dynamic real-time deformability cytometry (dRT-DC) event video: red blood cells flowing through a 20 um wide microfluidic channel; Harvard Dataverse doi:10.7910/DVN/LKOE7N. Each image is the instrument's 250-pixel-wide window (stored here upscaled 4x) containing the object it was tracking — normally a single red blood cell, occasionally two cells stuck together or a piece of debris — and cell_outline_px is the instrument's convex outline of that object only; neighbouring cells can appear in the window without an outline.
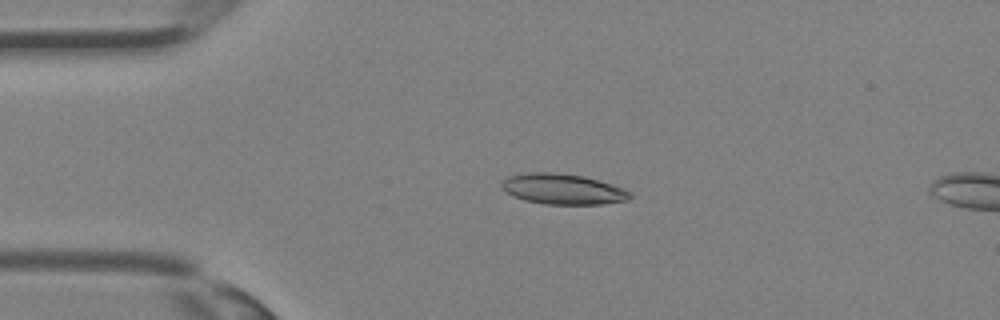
{"species": "Egyptian fruit bat (a non-hibernating species)", "species_latin": "Rousettus aegyptiacus", "temperature_condition": "room temperature", "stored_images_in_passage": 34, "camera_frame_rate_fps": 3000, "um_per_image_px": 0.085, "animal": {"sex": "female"}, "frame": {"image": 1, "passage_image": 7, "time_ms": 2.0, "image_size_px": [1000, 320], "cell_outline_px": [[632, 196], [628, 200], [600, 204], [544, 204], [524, 200], [500, 188], [500, 184], [508, 176], [524, 172], [552, 172], [584, 176], [612, 184], [624, 188], [632, 192]], "centroid_in_image_um": [47.85, 16.06], "position_along_channel_um": 37.2, "area_um2": 22.89}}
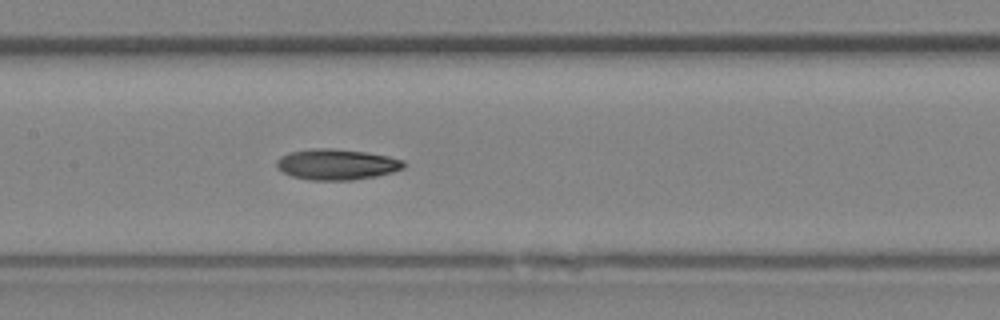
{"frame": {"image": 2, "passage_image": 16, "time_ms": 5.0, "image_size_px": [1000, 320], "cell_outline_px": [[404, 168], [392, 172], [376, 176], [352, 180], [308, 180], [292, 176], [276, 168], [276, 160], [280, 156], [288, 152], [312, 148], [332, 148], [368, 152], [388, 156], [404, 160]], "centroid_in_image_um": [28.59, 13.96], "position_along_channel_um": 178.8, "area_um2": 23.0}}
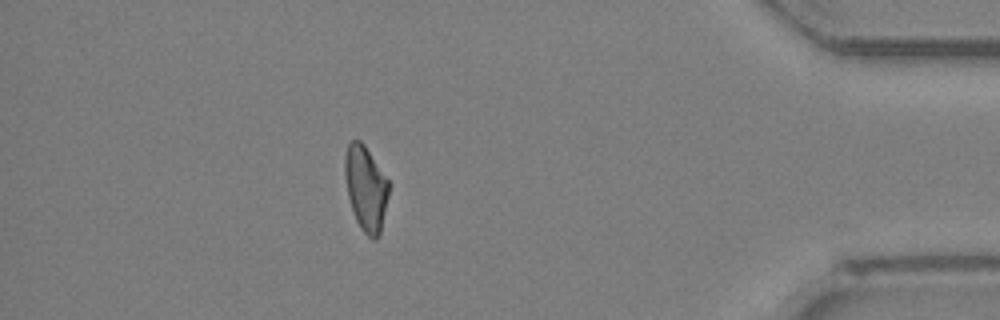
{"frame": {"image": 3, "passage_image": 30, "time_ms": 9.667, "image_size_px": [1000, 320], "cell_outline_px": [[388, 196], [380, 232], [376, 240], [372, 240], [360, 228], [356, 220], [348, 196], [344, 172], [344, 156], [348, 144], [352, 140], [360, 140], [364, 144], [388, 180]], "centroid_in_image_um": [31.07, 15.99], "position_along_channel_um": 404.1, "area_um2": 21.5}}